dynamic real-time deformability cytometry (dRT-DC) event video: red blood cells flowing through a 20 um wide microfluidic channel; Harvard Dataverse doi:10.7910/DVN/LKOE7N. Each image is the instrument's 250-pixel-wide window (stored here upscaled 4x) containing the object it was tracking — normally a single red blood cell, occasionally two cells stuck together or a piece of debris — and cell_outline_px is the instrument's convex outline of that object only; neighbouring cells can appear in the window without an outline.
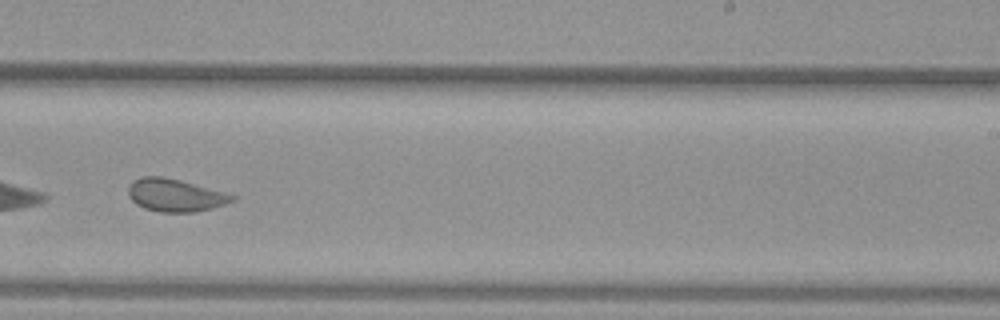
{"species": "common noctule bat (a hibernating species)", "species_latin": "Nyctalus noctula", "temperature_condition": "warm", "stored_images_in_passage": 27, "camera_frame_rate_fps": 3000, "um_per_image_px": 0.085, "animal": {"sex": "female", "body_mass_g": 29.2, "forearm_length_mm": 56.3}, "frame": {"image": 1, "passage_image": 20, "time_ms": 6.333, "image_size_px": [1000, 320], "cell_outline_px": [[236, 200], [212, 208], [196, 212], [160, 212], [144, 208], [136, 204], [128, 196], [128, 188], [136, 180], [144, 176], [160, 176], [180, 180], [224, 192], [236, 196]], "centroid_in_image_um": [14.9, 16.6], "position_along_channel_um": 274.1, "area_um2": 19.59}}
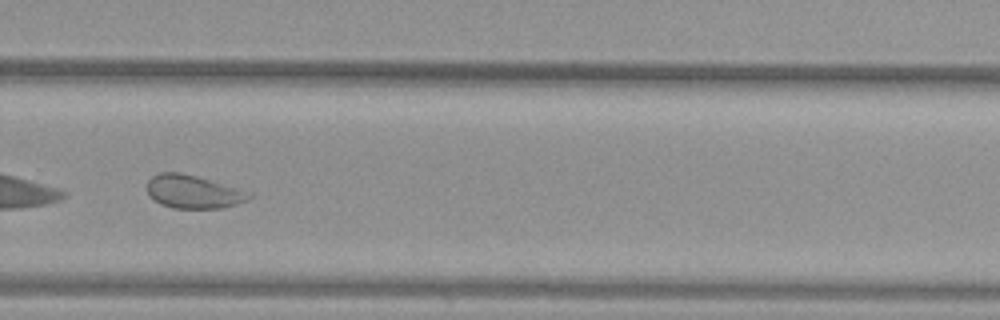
{"frame": {"image": 2, "passage_image": 23, "time_ms": 7.333, "image_size_px": [1000, 320], "cell_outline_px": [[252, 196], [248, 200], [224, 208], [172, 208], [160, 204], [148, 196], [148, 180], [152, 176], [160, 172], [180, 172], [196, 176], [252, 192]], "centroid_in_image_um": [16.43, 16.3], "position_along_channel_um": 313.4, "area_um2": 19.83}, "authors_computed_cell_mechanics": {"area_um2": 19.7676, "velocity_mm_per_s": 3.94, "shape_relaxation_time_tau1_ms": null, "shape_relaxation_time_tau2_ms": 0.5997, "deformation_change_tau1": null, "deformation_change_tau2": 0.0641}}